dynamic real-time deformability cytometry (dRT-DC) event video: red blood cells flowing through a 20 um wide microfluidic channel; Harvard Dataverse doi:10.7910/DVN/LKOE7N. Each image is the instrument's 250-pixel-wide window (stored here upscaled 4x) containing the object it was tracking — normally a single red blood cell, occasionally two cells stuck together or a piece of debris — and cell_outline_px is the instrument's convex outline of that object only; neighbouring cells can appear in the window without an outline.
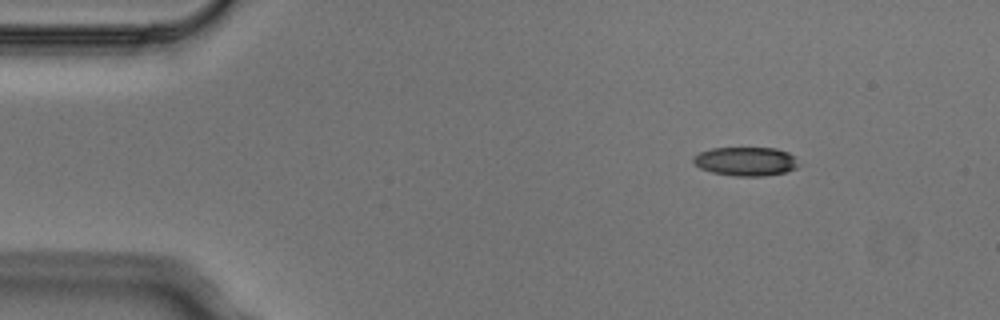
{"species": "Egyptian fruit bat (a non-hibernating species)", "species_latin": "Rousettus aegyptiacus", "temperature_condition": "cold", "stored_images_in_passage": 4, "camera_frame_rate_fps": 3000, "um_per_image_px": 0.085, "animal": {"sex": "male"}, "frame": {"image": 1, "passage_image": 1, "time_ms": 0.0, "image_size_px": [1000, 320], "cell_outline_px": [[800, 164], [796, 168], [784, 172], [764, 176], [732, 176], [712, 172], [700, 168], [692, 160], [692, 156], [700, 152], [712, 148], [776, 148], [788, 152], [796, 156]], "centroid_in_image_um": [63.41, 13.71], "position_along_channel_um": 21.6, "area_um2": 17.86}}
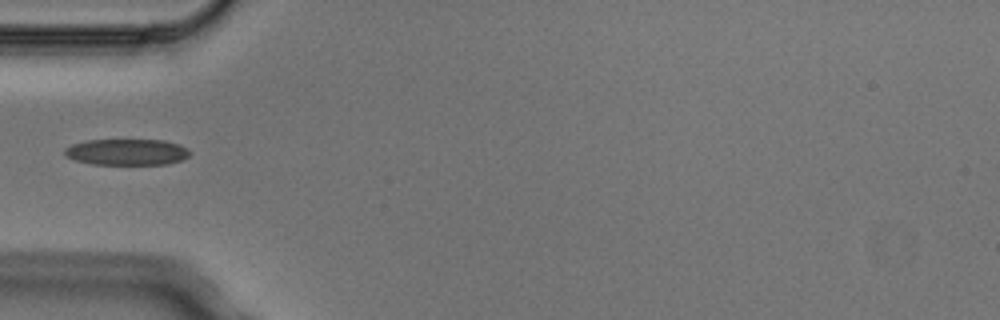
{"frame": {"image": 2, "passage_image": 4, "time_ms": 1.0, "image_size_px": [1000, 320], "cell_outline_px": [[192, 152], [188, 156], [180, 160], [168, 164], [92, 164], [76, 160], [64, 156], [64, 148], [72, 144], [88, 140], [164, 140], [180, 144], [188, 148]], "centroid_in_image_um": [10.79, 12.92], "position_along_channel_um": 74.2, "area_um2": 19.19}}